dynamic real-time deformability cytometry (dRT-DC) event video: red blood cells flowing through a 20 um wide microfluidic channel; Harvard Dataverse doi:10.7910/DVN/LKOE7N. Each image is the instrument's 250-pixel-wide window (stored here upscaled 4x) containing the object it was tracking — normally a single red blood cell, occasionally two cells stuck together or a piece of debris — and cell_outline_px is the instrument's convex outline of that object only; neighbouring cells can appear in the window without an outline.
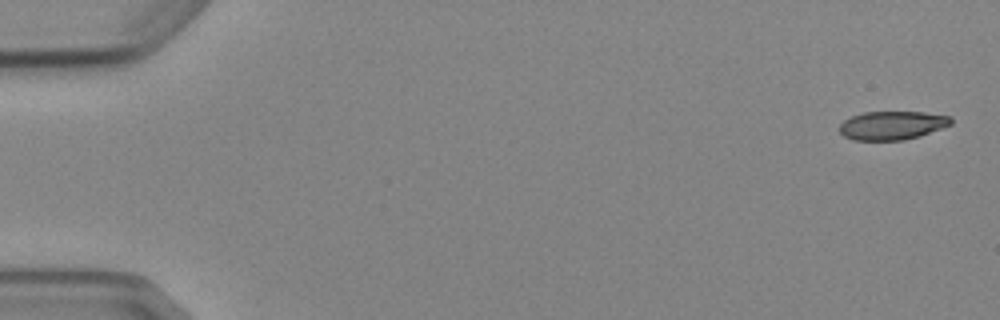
{"species": "Egyptian fruit bat (a non-hibernating species)", "species_latin": "Rousettus aegyptiacus", "temperature_condition": "cold", "stored_images_in_passage": 6, "camera_frame_rate_fps": 3000, "um_per_image_px": 0.085, "animal": {"sex": "female"}, "frame": {"image": 1, "passage_image": 1, "time_ms": 0.0, "image_size_px": [1000, 320], "cell_outline_px": [[952, 124], [920, 136], [904, 140], [852, 140], [844, 136], [840, 132], [840, 124], [844, 120], [852, 116], [864, 112], [924, 112], [952, 116]], "centroid_in_image_um": [75.85, 10.66], "position_along_channel_um": 9.2, "area_um2": 18.61}}
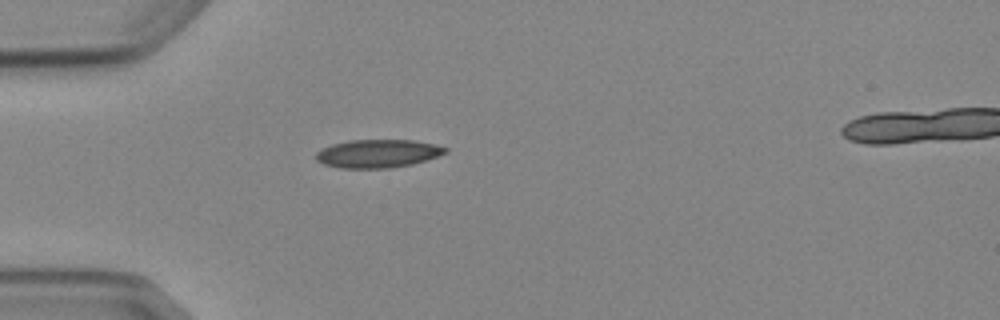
{"frame": {"image": 2, "passage_image": 5, "time_ms": 4.667, "image_size_px": [1000, 320], "cell_outline_px": [[448, 152], [412, 164], [392, 168], [340, 168], [324, 164], [316, 160], [316, 152], [332, 144], [348, 140], [412, 140], [432, 144], [448, 148]], "centroid_in_image_um": [32.09, 13.05], "position_along_channel_um": 52.9, "area_um2": 21.1}}